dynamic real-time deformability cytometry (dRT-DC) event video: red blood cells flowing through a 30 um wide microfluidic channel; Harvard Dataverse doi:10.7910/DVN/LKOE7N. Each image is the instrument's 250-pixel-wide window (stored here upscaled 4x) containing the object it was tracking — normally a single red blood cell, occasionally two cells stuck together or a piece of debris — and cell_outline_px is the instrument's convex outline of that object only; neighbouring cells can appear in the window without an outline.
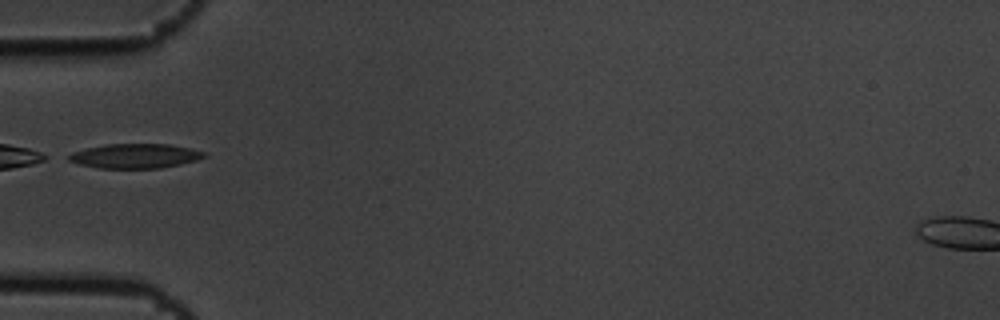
{"species": "common noctule bat (a hibernating species)", "species_latin": "Nyctalus noctula", "temperature_condition": "cold", "stored_images_in_passage": 2, "camera_frame_rate_fps": 3000, "um_per_image_px": 0.085, "animal": {"sex": "male", "body_mass_g": 19.5, "forearm_length_mm": 54.6}, "frame": {"image": 1, "passage_image": 2, "time_ms": 0.333, "image_size_px": [1000, 320], "cell_outline_px": [[208, 156], [196, 160], [180, 164], [160, 168], [100, 168], [80, 164], [68, 160], [64, 156], [72, 152], [104, 144], [168, 144], [192, 148], [204, 152]], "centroid_in_image_um": [11.48, 13.25], "position_along_channel_um": 73.5, "area_um2": 19.36}}